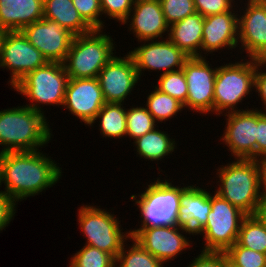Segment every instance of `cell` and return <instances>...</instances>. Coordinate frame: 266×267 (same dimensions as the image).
Returning a JSON list of instances; mask_svg holds the SVG:
<instances>
[{
    "label": "cell",
    "mask_w": 266,
    "mask_h": 267,
    "mask_svg": "<svg viewBox=\"0 0 266 267\" xmlns=\"http://www.w3.org/2000/svg\"><path fill=\"white\" fill-rule=\"evenodd\" d=\"M48 61L21 31L6 32L0 54V68L10 71L8 83L13 88L28 73L43 67Z\"/></svg>",
    "instance_id": "cell-10"
},
{
    "label": "cell",
    "mask_w": 266,
    "mask_h": 267,
    "mask_svg": "<svg viewBox=\"0 0 266 267\" xmlns=\"http://www.w3.org/2000/svg\"><path fill=\"white\" fill-rule=\"evenodd\" d=\"M196 12L203 17L229 12L238 5L236 0H193ZM237 2V3H236Z\"/></svg>",
    "instance_id": "cell-37"
},
{
    "label": "cell",
    "mask_w": 266,
    "mask_h": 267,
    "mask_svg": "<svg viewBox=\"0 0 266 267\" xmlns=\"http://www.w3.org/2000/svg\"><path fill=\"white\" fill-rule=\"evenodd\" d=\"M69 262V267H115L110 254L90 245H84Z\"/></svg>",
    "instance_id": "cell-32"
},
{
    "label": "cell",
    "mask_w": 266,
    "mask_h": 267,
    "mask_svg": "<svg viewBox=\"0 0 266 267\" xmlns=\"http://www.w3.org/2000/svg\"><path fill=\"white\" fill-rule=\"evenodd\" d=\"M222 64L217 67L214 83V114L239 111V103L254 89L256 63L253 58ZM249 94V95H248Z\"/></svg>",
    "instance_id": "cell-7"
},
{
    "label": "cell",
    "mask_w": 266,
    "mask_h": 267,
    "mask_svg": "<svg viewBox=\"0 0 266 267\" xmlns=\"http://www.w3.org/2000/svg\"><path fill=\"white\" fill-rule=\"evenodd\" d=\"M126 24L127 31H132L138 42L164 39L166 34V38L168 37L169 25L160 0H135L129 16L123 22V25Z\"/></svg>",
    "instance_id": "cell-19"
},
{
    "label": "cell",
    "mask_w": 266,
    "mask_h": 267,
    "mask_svg": "<svg viewBox=\"0 0 266 267\" xmlns=\"http://www.w3.org/2000/svg\"><path fill=\"white\" fill-rule=\"evenodd\" d=\"M77 215L80 230L87 239L85 245L96 247L116 259L123 245L130 242V231L123 232L114 213L86 204L79 207Z\"/></svg>",
    "instance_id": "cell-8"
},
{
    "label": "cell",
    "mask_w": 266,
    "mask_h": 267,
    "mask_svg": "<svg viewBox=\"0 0 266 267\" xmlns=\"http://www.w3.org/2000/svg\"><path fill=\"white\" fill-rule=\"evenodd\" d=\"M68 81L69 76L63 63L48 62L28 73L13 90L30 101L25 106L46 114L44 105L63 106Z\"/></svg>",
    "instance_id": "cell-6"
},
{
    "label": "cell",
    "mask_w": 266,
    "mask_h": 267,
    "mask_svg": "<svg viewBox=\"0 0 266 267\" xmlns=\"http://www.w3.org/2000/svg\"><path fill=\"white\" fill-rule=\"evenodd\" d=\"M211 66L206 57H189L183 65L188 90L186 109H190L191 112L214 114L217 67Z\"/></svg>",
    "instance_id": "cell-11"
},
{
    "label": "cell",
    "mask_w": 266,
    "mask_h": 267,
    "mask_svg": "<svg viewBox=\"0 0 266 267\" xmlns=\"http://www.w3.org/2000/svg\"><path fill=\"white\" fill-rule=\"evenodd\" d=\"M158 77L157 85H153V88L156 87L161 92L167 93L175 98L185 109L188 90L183 69L160 74Z\"/></svg>",
    "instance_id": "cell-31"
},
{
    "label": "cell",
    "mask_w": 266,
    "mask_h": 267,
    "mask_svg": "<svg viewBox=\"0 0 266 267\" xmlns=\"http://www.w3.org/2000/svg\"><path fill=\"white\" fill-rule=\"evenodd\" d=\"M138 44L141 45L127 53L132 57L140 78L146 70L149 72L159 70V73L163 71L161 74L181 70L189 58L168 38L141 41Z\"/></svg>",
    "instance_id": "cell-13"
},
{
    "label": "cell",
    "mask_w": 266,
    "mask_h": 267,
    "mask_svg": "<svg viewBox=\"0 0 266 267\" xmlns=\"http://www.w3.org/2000/svg\"><path fill=\"white\" fill-rule=\"evenodd\" d=\"M256 65L261 68H266V46L259 52V54L254 58Z\"/></svg>",
    "instance_id": "cell-44"
},
{
    "label": "cell",
    "mask_w": 266,
    "mask_h": 267,
    "mask_svg": "<svg viewBox=\"0 0 266 267\" xmlns=\"http://www.w3.org/2000/svg\"><path fill=\"white\" fill-rule=\"evenodd\" d=\"M216 169L220 197L247 215H254L262 194L261 169L257 159H235ZM219 186V187H218Z\"/></svg>",
    "instance_id": "cell-3"
},
{
    "label": "cell",
    "mask_w": 266,
    "mask_h": 267,
    "mask_svg": "<svg viewBox=\"0 0 266 267\" xmlns=\"http://www.w3.org/2000/svg\"><path fill=\"white\" fill-rule=\"evenodd\" d=\"M0 173H1V152H0Z\"/></svg>",
    "instance_id": "cell-46"
},
{
    "label": "cell",
    "mask_w": 266,
    "mask_h": 267,
    "mask_svg": "<svg viewBox=\"0 0 266 267\" xmlns=\"http://www.w3.org/2000/svg\"><path fill=\"white\" fill-rule=\"evenodd\" d=\"M130 241L133 244L130 246L126 242L118 253L115 267H164L161 261L147 252L135 239L131 237Z\"/></svg>",
    "instance_id": "cell-29"
},
{
    "label": "cell",
    "mask_w": 266,
    "mask_h": 267,
    "mask_svg": "<svg viewBox=\"0 0 266 267\" xmlns=\"http://www.w3.org/2000/svg\"><path fill=\"white\" fill-rule=\"evenodd\" d=\"M126 126V137L128 136L134 141L159 125H157V122L144 105H139V107L132 105L131 108H127Z\"/></svg>",
    "instance_id": "cell-30"
},
{
    "label": "cell",
    "mask_w": 266,
    "mask_h": 267,
    "mask_svg": "<svg viewBox=\"0 0 266 267\" xmlns=\"http://www.w3.org/2000/svg\"><path fill=\"white\" fill-rule=\"evenodd\" d=\"M237 243L266 254V226L255 215H247L242 221Z\"/></svg>",
    "instance_id": "cell-28"
},
{
    "label": "cell",
    "mask_w": 266,
    "mask_h": 267,
    "mask_svg": "<svg viewBox=\"0 0 266 267\" xmlns=\"http://www.w3.org/2000/svg\"><path fill=\"white\" fill-rule=\"evenodd\" d=\"M205 188L189 185L180 194V207L176 219L178 227L196 235L207 223L211 211V192Z\"/></svg>",
    "instance_id": "cell-21"
},
{
    "label": "cell",
    "mask_w": 266,
    "mask_h": 267,
    "mask_svg": "<svg viewBox=\"0 0 266 267\" xmlns=\"http://www.w3.org/2000/svg\"><path fill=\"white\" fill-rule=\"evenodd\" d=\"M72 2L82 19L92 29L105 28V21L103 22L100 18L102 17L100 0H72Z\"/></svg>",
    "instance_id": "cell-35"
},
{
    "label": "cell",
    "mask_w": 266,
    "mask_h": 267,
    "mask_svg": "<svg viewBox=\"0 0 266 267\" xmlns=\"http://www.w3.org/2000/svg\"><path fill=\"white\" fill-rule=\"evenodd\" d=\"M43 0H0V27L6 32L21 31L43 18Z\"/></svg>",
    "instance_id": "cell-22"
},
{
    "label": "cell",
    "mask_w": 266,
    "mask_h": 267,
    "mask_svg": "<svg viewBox=\"0 0 266 267\" xmlns=\"http://www.w3.org/2000/svg\"><path fill=\"white\" fill-rule=\"evenodd\" d=\"M254 91L257 92L258 97L262 101L264 109L261 111L266 113V68L261 69L256 65V72L254 77Z\"/></svg>",
    "instance_id": "cell-41"
},
{
    "label": "cell",
    "mask_w": 266,
    "mask_h": 267,
    "mask_svg": "<svg viewBox=\"0 0 266 267\" xmlns=\"http://www.w3.org/2000/svg\"><path fill=\"white\" fill-rule=\"evenodd\" d=\"M246 2L238 12V47L240 54L245 50L246 57L254 59L266 46V0Z\"/></svg>",
    "instance_id": "cell-18"
},
{
    "label": "cell",
    "mask_w": 266,
    "mask_h": 267,
    "mask_svg": "<svg viewBox=\"0 0 266 267\" xmlns=\"http://www.w3.org/2000/svg\"><path fill=\"white\" fill-rule=\"evenodd\" d=\"M225 255L233 267H266V254L240 246L237 242Z\"/></svg>",
    "instance_id": "cell-33"
},
{
    "label": "cell",
    "mask_w": 266,
    "mask_h": 267,
    "mask_svg": "<svg viewBox=\"0 0 266 267\" xmlns=\"http://www.w3.org/2000/svg\"><path fill=\"white\" fill-rule=\"evenodd\" d=\"M44 113L25 105L1 109L0 152L35 151L51 141V126Z\"/></svg>",
    "instance_id": "cell-2"
},
{
    "label": "cell",
    "mask_w": 266,
    "mask_h": 267,
    "mask_svg": "<svg viewBox=\"0 0 266 267\" xmlns=\"http://www.w3.org/2000/svg\"><path fill=\"white\" fill-rule=\"evenodd\" d=\"M266 157V113L257 108L256 159Z\"/></svg>",
    "instance_id": "cell-40"
},
{
    "label": "cell",
    "mask_w": 266,
    "mask_h": 267,
    "mask_svg": "<svg viewBox=\"0 0 266 267\" xmlns=\"http://www.w3.org/2000/svg\"><path fill=\"white\" fill-rule=\"evenodd\" d=\"M123 105L124 103H105L89 126L92 128L93 124L99 120L100 128L98 129L103 138L115 140L125 138L127 109Z\"/></svg>",
    "instance_id": "cell-26"
},
{
    "label": "cell",
    "mask_w": 266,
    "mask_h": 267,
    "mask_svg": "<svg viewBox=\"0 0 266 267\" xmlns=\"http://www.w3.org/2000/svg\"><path fill=\"white\" fill-rule=\"evenodd\" d=\"M103 32V29H93L73 37L63 62L69 78H97L100 70L115 56V41Z\"/></svg>",
    "instance_id": "cell-5"
},
{
    "label": "cell",
    "mask_w": 266,
    "mask_h": 267,
    "mask_svg": "<svg viewBox=\"0 0 266 267\" xmlns=\"http://www.w3.org/2000/svg\"><path fill=\"white\" fill-rule=\"evenodd\" d=\"M135 0H100L102 15L105 18L114 19L117 22H123L129 16Z\"/></svg>",
    "instance_id": "cell-36"
},
{
    "label": "cell",
    "mask_w": 266,
    "mask_h": 267,
    "mask_svg": "<svg viewBox=\"0 0 266 267\" xmlns=\"http://www.w3.org/2000/svg\"><path fill=\"white\" fill-rule=\"evenodd\" d=\"M41 150L1 153L0 187L17 204L46 192L61 179L62 168Z\"/></svg>",
    "instance_id": "cell-1"
},
{
    "label": "cell",
    "mask_w": 266,
    "mask_h": 267,
    "mask_svg": "<svg viewBox=\"0 0 266 267\" xmlns=\"http://www.w3.org/2000/svg\"><path fill=\"white\" fill-rule=\"evenodd\" d=\"M98 80L106 103H124L140 82L132 57L116 55L100 70Z\"/></svg>",
    "instance_id": "cell-15"
},
{
    "label": "cell",
    "mask_w": 266,
    "mask_h": 267,
    "mask_svg": "<svg viewBox=\"0 0 266 267\" xmlns=\"http://www.w3.org/2000/svg\"><path fill=\"white\" fill-rule=\"evenodd\" d=\"M133 144V147L137 148L135 150L136 157L139 155L141 159L150 160V162L162 161V159L164 160V158H167L166 156H169L177 149L175 138L171 139L170 134L159 130V127L135 139Z\"/></svg>",
    "instance_id": "cell-25"
},
{
    "label": "cell",
    "mask_w": 266,
    "mask_h": 267,
    "mask_svg": "<svg viewBox=\"0 0 266 267\" xmlns=\"http://www.w3.org/2000/svg\"><path fill=\"white\" fill-rule=\"evenodd\" d=\"M43 18L53 20L74 36L93 29L82 19L72 0H43Z\"/></svg>",
    "instance_id": "cell-24"
},
{
    "label": "cell",
    "mask_w": 266,
    "mask_h": 267,
    "mask_svg": "<svg viewBox=\"0 0 266 267\" xmlns=\"http://www.w3.org/2000/svg\"><path fill=\"white\" fill-rule=\"evenodd\" d=\"M146 96L144 105L157 123L168 121L176 114L181 113L183 105L167 93L161 92L156 87Z\"/></svg>",
    "instance_id": "cell-27"
},
{
    "label": "cell",
    "mask_w": 266,
    "mask_h": 267,
    "mask_svg": "<svg viewBox=\"0 0 266 267\" xmlns=\"http://www.w3.org/2000/svg\"><path fill=\"white\" fill-rule=\"evenodd\" d=\"M200 252L186 267H227V257L224 252Z\"/></svg>",
    "instance_id": "cell-38"
},
{
    "label": "cell",
    "mask_w": 266,
    "mask_h": 267,
    "mask_svg": "<svg viewBox=\"0 0 266 267\" xmlns=\"http://www.w3.org/2000/svg\"><path fill=\"white\" fill-rule=\"evenodd\" d=\"M169 179L161 180L156 178L146 184L145 191L142 193L132 194L131 201L135 202L140 211V227L130 229L132 237L140 228L161 227L176 225L178 209L180 207V194L189 186L181 187L172 184Z\"/></svg>",
    "instance_id": "cell-4"
},
{
    "label": "cell",
    "mask_w": 266,
    "mask_h": 267,
    "mask_svg": "<svg viewBox=\"0 0 266 267\" xmlns=\"http://www.w3.org/2000/svg\"><path fill=\"white\" fill-rule=\"evenodd\" d=\"M254 215L266 226V193H262Z\"/></svg>",
    "instance_id": "cell-42"
},
{
    "label": "cell",
    "mask_w": 266,
    "mask_h": 267,
    "mask_svg": "<svg viewBox=\"0 0 266 267\" xmlns=\"http://www.w3.org/2000/svg\"><path fill=\"white\" fill-rule=\"evenodd\" d=\"M247 216L238 207L211 193V211L207 223L196 234L202 235L204 246L201 251L226 252L237 242L242 221Z\"/></svg>",
    "instance_id": "cell-9"
},
{
    "label": "cell",
    "mask_w": 266,
    "mask_h": 267,
    "mask_svg": "<svg viewBox=\"0 0 266 267\" xmlns=\"http://www.w3.org/2000/svg\"><path fill=\"white\" fill-rule=\"evenodd\" d=\"M160 2L169 26L196 12L193 0H160Z\"/></svg>",
    "instance_id": "cell-34"
},
{
    "label": "cell",
    "mask_w": 266,
    "mask_h": 267,
    "mask_svg": "<svg viewBox=\"0 0 266 267\" xmlns=\"http://www.w3.org/2000/svg\"><path fill=\"white\" fill-rule=\"evenodd\" d=\"M261 169L262 193H266V157L258 159Z\"/></svg>",
    "instance_id": "cell-43"
},
{
    "label": "cell",
    "mask_w": 266,
    "mask_h": 267,
    "mask_svg": "<svg viewBox=\"0 0 266 267\" xmlns=\"http://www.w3.org/2000/svg\"><path fill=\"white\" fill-rule=\"evenodd\" d=\"M17 203L0 190V232L14 219Z\"/></svg>",
    "instance_id": "cell-39"
},
{
    "label": "cell",
    "mask_w": 266,
    "mask_h": 267,
    "mask_svg": "<svg viewBox=\"0 0 266 267\" xmlns=\"http://www.w3.org/2000/svg\"><path fill=\"white\" fill-rule=\"evenodd\" d=\"M105 103L98 78H69L62 107L84 125L94 121Z\"/></svg>",
    "instance_id": "cell-17"
},
{
    "label": "cell",
    "mask_w": 266,
    "mask_h": 267,
    "mask_svg": "<svg viewBox=\"0 0 266 267\" xmlns=\"http://www.w3.org/2000/svg\"><path fill=\"white\" fill-rule=\"evenodd\" d=\"M204 17L195 12L169 26L168 39L189 57H201Z\"/></svg>",
    "instance_id": "cell-23"
},
{
    "label": "cell",
    "mask_w": 266,
    "mask_h": 267,
    "mask_svg": "<svg viewBox=\"0 0 266 267\" xmlns=\"http://www.w3.org/2000/svg\"><path fill=\"white\" fill-rule=\"evenodd\" d=\"M181 231V232H180ZM185 232V233H184ZM189 230L168 225L161 227L140 228L132 238L135 239L147 252L161 261L164 265L176 259L186 249L192 246ZM190 246V247H189ZM183 251V252H182ZM168 262V263H167Z\"/></svg>",
    "instance_id": "cell-14"
},
{
    "label": "cell",
    "mask_w": 266,
    "mask_h": 267,
    "mask_svg": "<svg viewBox=\"0 0 266 267\" xmlns=\"http://www.w3.org/2000/svg\"><path fill=\"white\" fill-rule=\"evenodd\" d=\"M6 31L3 30L1 27H0V54H1V44H2V40H3V37L5 35Z\"/></svg>",
    "instance_id": "cell-45"
},
{
    "label": "cell",
    "mask_w": 266,
    "mask_h": 267,
    "mask_svg": "<svg viewBox=\"0 0 266 267\" xmlns=\"http://www.w3.org/2000/svg\"><path fill=\"white\" fill-rule=\"evenodd\" d=\"M227 267H233V266L227 261Z\"/></svg>",
    "instance_id": "cell-47"
},
{
    "label": "cell",
    "mask_w": 266,
    "mask_h": 267,
    "mask_svg": "<svg viewBox=\"0 0 266 267\" xmlns=\"http://www.w3.org/2000/svg\"><path fill=\"white\" fill-rule=\"evenodd\" d=\"M21 32L48 62L63 63L74 37L57 22L45 18L25 26Z\"/></svg>",
    "instance_id": "cell-16"
},
{
    "label": "cell",
    "mask_w": 266,
    "mask_h": 267,
    "mask_svg": "<svg viewBox=\"0 0 266 267\" xmlns=\"http://www.w3.org/2000/svg\"><path fill=\"white\" fill-rule=\"evenodd\" d=\"M224 116L225 130L219 139L231 156L234 159H256L257 108L240 109Z\"/></svg>",
    "instance_id": "cell-12"
},
{
    "label": "cell",
    "mask_w": 266,
    "mask_h": 267,
    "mask_svg": "<svg viewBox=\"0 0 266 267\" xmlns=\"http://www.w3.org/2000/svg\"><path fill=\"white\" fill-rule=\"evenodd\" d=\"M237 7L240 5L236 8L234 6L229 12L204 17L201 57L214 55L213 52L224 48L234 51L235 48L239 49Z\"/></svg>",
    "instance_id": "cell-20"
}]
</instances>
